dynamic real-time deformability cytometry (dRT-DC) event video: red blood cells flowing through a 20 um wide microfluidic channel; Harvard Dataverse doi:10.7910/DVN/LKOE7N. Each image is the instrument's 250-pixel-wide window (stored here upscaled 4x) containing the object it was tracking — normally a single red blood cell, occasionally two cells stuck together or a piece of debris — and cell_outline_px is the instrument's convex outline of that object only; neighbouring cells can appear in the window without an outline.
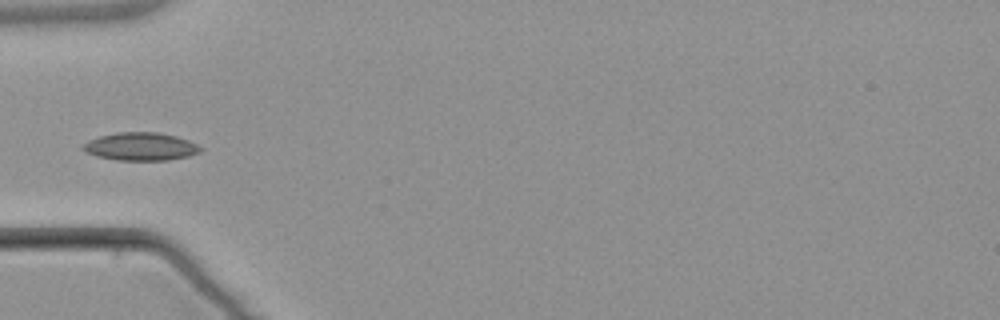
{"species": "common noctule bat (a hibernating species)", "species_latin": "Nyctalus noctula", "temperature_condition": "warm", "stored_images_in_passage": 5, "camera_frame_rate_fps": 3000, "um_per_image_px": 0.085, "animal": {"sex": "male", "body_mass_g": 21.5, "forearm_length_mm": 52.0}, "frame": {"image": 1, "passage_image": 5, "time_ms": 5.667, "image_size_px": [1000, 320], "cell_outline_px": [[204, 148], [200, 152], [188, 156], [168, 160], [116, 160], [96, 156], [84, 152], [80, 148], [88, 140], [100, 136], [116, 132], [156, 132], [176, 136], [188, 140]], "centroid_in_image_um": [11.93, 12.46], "position_along_channel_um": 73.1, "area_um2": 19.25}}